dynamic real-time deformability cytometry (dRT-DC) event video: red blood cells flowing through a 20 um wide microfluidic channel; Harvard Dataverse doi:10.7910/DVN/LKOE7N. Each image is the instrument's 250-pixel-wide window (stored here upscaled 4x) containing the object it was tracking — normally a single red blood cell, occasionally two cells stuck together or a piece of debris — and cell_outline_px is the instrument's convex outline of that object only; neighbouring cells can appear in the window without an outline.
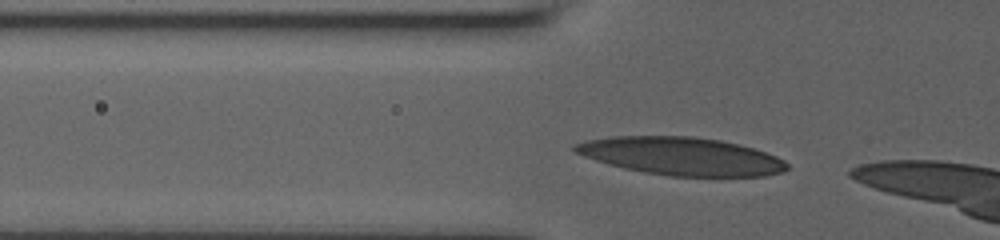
{"species": "human", "species_latin": "Homo sapiens", "temperature_condition": "room temperature", "stored_images_in_passage": 8, "camera_frame_rate_fps": 3000, "um_per_image_px": 0.085, "donor": {"sex": "male"}, "frame": {"image": 1, "passage_image": 2, "time_ms": 0.333, "image_size_px": [1000, 240], "cell_outline_px": [[788, 168], [784, 172], [764, 176], [668, 176], [644, 172], [624, 168], [608, 164], [572, 152], [572, 144], [588, 140], [612, 136], [692, 136], [720, 140], [740, 144], [776, 156], [784, 160], [788, 164]], "centroid_in_image_um": [57.89, 13.27], "position_along_channel_um": 67.9, "area_um2": 46.93}}
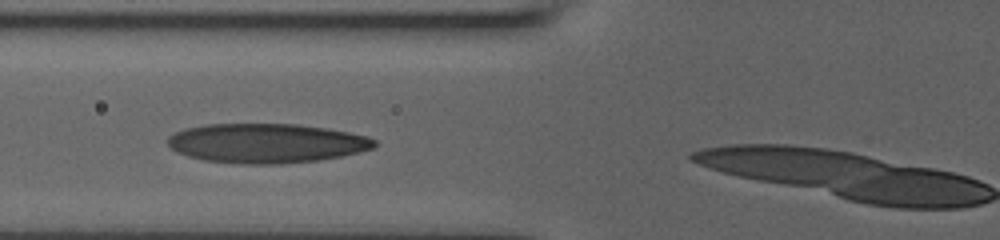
{"frame": {"image": 2, "passage_image": 5, "time_ms": 1.333, "image_size_px": [1000, 240], "cell_outline_px": [[376, 148], [344, 156], [320, 160], [280, 164], [240, 164], [204, 160], [188, 156], [176, 152], [168, 144], [168, 136], [176, 132], [188, 128], [208, 124], [296, 124], [324, 128], [348, 132], [368, 136], [376, 140]], "centroid_in_image_um": [22.69, 12.18], "position_along_channel_um": 103.1, "area_um2": 47.63}}